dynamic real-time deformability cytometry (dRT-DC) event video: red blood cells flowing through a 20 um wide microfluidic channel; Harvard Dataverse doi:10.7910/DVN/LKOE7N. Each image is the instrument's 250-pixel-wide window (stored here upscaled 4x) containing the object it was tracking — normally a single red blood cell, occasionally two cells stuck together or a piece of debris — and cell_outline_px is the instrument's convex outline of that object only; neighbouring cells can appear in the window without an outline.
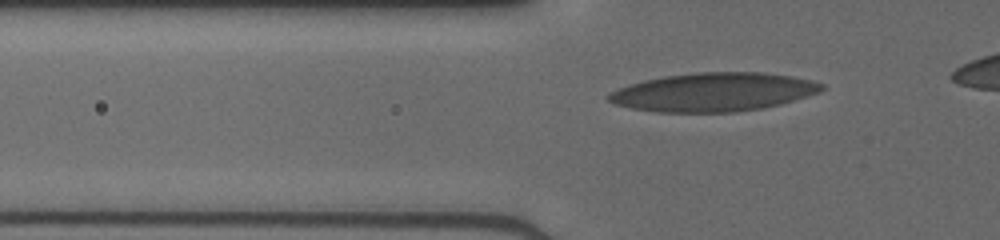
{"species": "human", "species_latin": "Homo sapiens", "temperature_condition": "cold", "stored_images_in_passage": 34, "camera_frame_rate_fps": 3000, "um_per_image_px": 0.085, "donor": {"sex": "male"}, "frame": {"image": 1, "passage_image": 6, "time_ms": 1.667, "image_size_px": [1000, 240], "cell_outline_px": [[824, 88], [820, 92], [780, 104], [760, 108], [732, 112], [656, 112], [632, 108], [616, 104], [608, 100], [608, 96], [612, 92], [628, 84], [644, 80], [664, 76], [696, 72], [764, 72], [788, 76], [808, 80], [824, 84]], "centroid_in_image_um": [60.63, 7.82], "position_along_channel_um": 65.2, "area_um2": 47.51}}
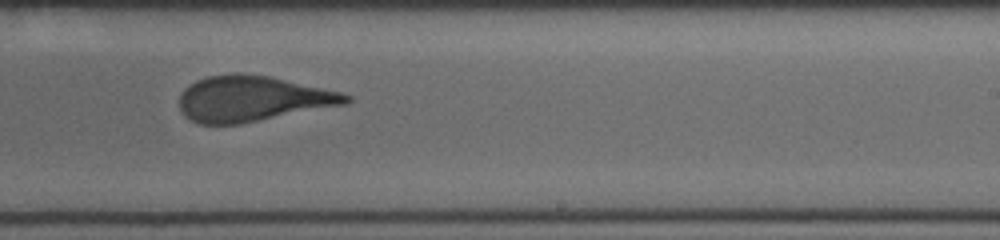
{"frame": {"image": 2, "passage_image": 21, "time_ms": 6.667, "image_size_px": [1000, 240], "cell_outline_px": [[352, 100], [348, 104], [240, 124], [200, 124], [184, 116], [180, 108], [180, 96], [184, 88], [196, 80], [208, 76], [232, 72], [236, 72], [268, 76], [340, 92], [352, 96]], "centroid_in_image_um": [21.45, 8.39], "position_along_channel_um": 267.6, "area_um2": 44.27}}
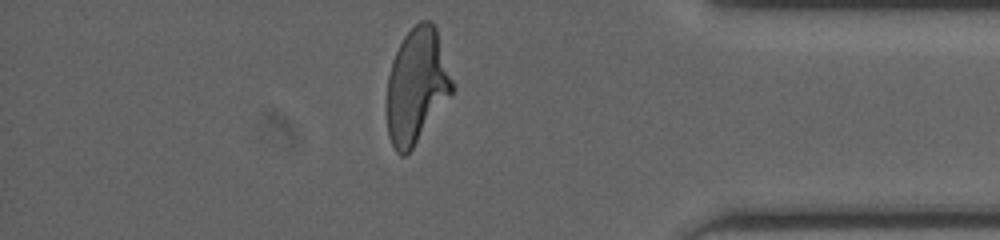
{"frame": {"image": 3, "passage_image": 32, "time_ms": 10.333, "image_size_px": [1000, 240], "cell_outline_px": [[456, 88], [412, 148], [404, 156], [400, 156], [396, 152], [388, 136], [388, 76], [392, 60], [404, 36], [420, 20], [432, 20], [436, 28]], "centroid_in_image_um": [35.44, 7.28], "position_along_channel_um": 399.8, "area_um2": 43.41}}